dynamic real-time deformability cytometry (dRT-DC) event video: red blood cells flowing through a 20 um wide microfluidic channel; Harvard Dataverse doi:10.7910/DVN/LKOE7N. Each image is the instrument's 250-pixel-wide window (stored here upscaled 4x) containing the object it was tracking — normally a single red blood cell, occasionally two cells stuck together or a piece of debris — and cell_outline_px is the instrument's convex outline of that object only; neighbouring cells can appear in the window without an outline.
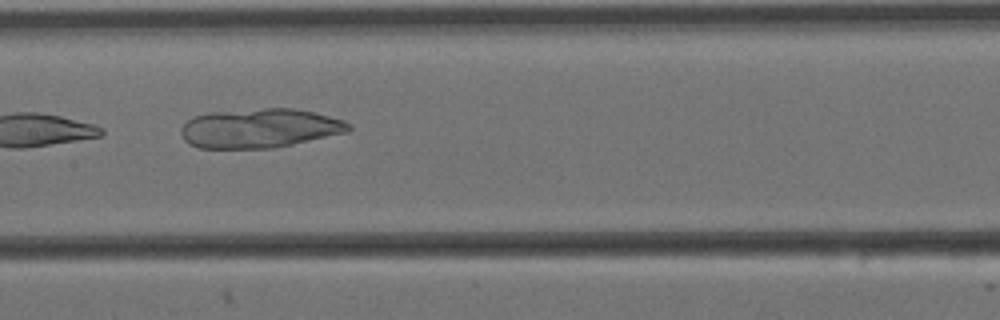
{"species": "Egyptian fruit bat (a non-hibernating species)", "species_latin": "Rousettus aegyptiacus", "temperature_condition": "cold", "stored_images_in_passage": 4, "camera_frame_rate_fps": 3000, "um_per_image_px": 0.085, "animal": {"sex": "female"}, "frame": {"image": 1, "passage_image": 4, "time_ms": 1.0, "image_size_px": [1000, 320], "cell_outline_px": [[352, 128], [348, 132], [292, 144], [272, 148], [200, 148], [188, 144], [184, 140], [180, 132], [180, 128], [188, 120], [196, 116], [212, 112], [264, 108], [296, 108], [344, 120], [352, 124]], "centroid_in_image_um": [22.08, 10.9], "position_along_channel_um": 185.3, "area_um2": 38.32}}